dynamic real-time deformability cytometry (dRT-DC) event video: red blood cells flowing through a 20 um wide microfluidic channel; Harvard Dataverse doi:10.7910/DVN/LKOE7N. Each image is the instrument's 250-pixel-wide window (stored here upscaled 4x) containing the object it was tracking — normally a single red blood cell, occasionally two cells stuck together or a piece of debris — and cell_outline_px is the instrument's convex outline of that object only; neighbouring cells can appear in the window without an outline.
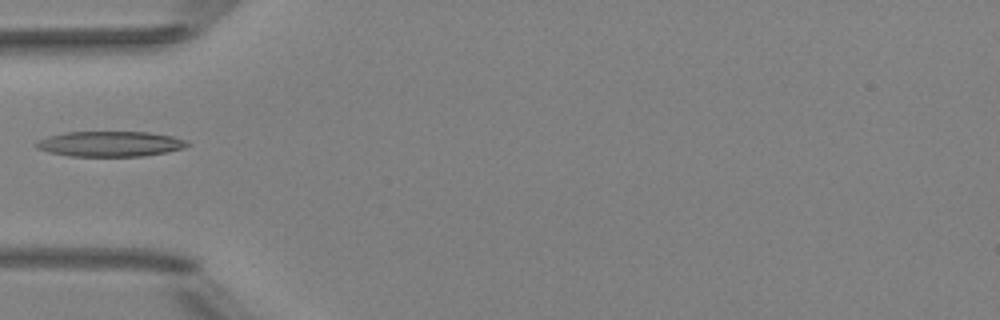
{"species": "Egyptian fruit bat (a non-hibernating species)", "species_latin": "Rousettus aegyptiacus", "temperature_condition": "room temperature", "stored_images_in_passage": 5, "camera_frame_rate_fps": 3000, "um_per_image_px": 0.085, "animal": {"sex": "female"}, "frame": {"image": 1, "passage_image": 4, "time_ms": 1.0, "image_size_px": [1000, 320], "cell_outline_px": [[188, 144], [184, 148], [168, 152], [144, 156], [68, 156], [48, 152], [36, 148], [36, 144], [40, 140], [48, 136], [64, 132], [148, 132], [172, 136], [188, 140]], "centroid_in_image_um": [9.38, 12.23], "position_along_channel_um": 75.6, "area_um2": 22.31}}
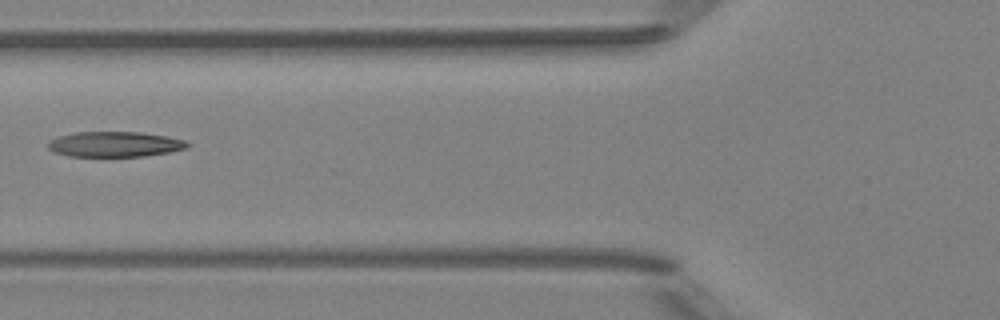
{"frame": {"image": 2, "passage_image": 5, "time_ms": 1.333, "image_size_px": [1000, 320], "cell_outline_px": [[192, 144], [188, 148], [168, 152], [144, 156], [68, 156], [56, 152], [48, 148], [48, 140], [56, 136], [76, 132], [140, 132], [168, 136], [184, 140]], "centroid_in_image_um": [9.77, 12.25], "position_along_channel_um": 116.0, "area_um2": 20.63}}